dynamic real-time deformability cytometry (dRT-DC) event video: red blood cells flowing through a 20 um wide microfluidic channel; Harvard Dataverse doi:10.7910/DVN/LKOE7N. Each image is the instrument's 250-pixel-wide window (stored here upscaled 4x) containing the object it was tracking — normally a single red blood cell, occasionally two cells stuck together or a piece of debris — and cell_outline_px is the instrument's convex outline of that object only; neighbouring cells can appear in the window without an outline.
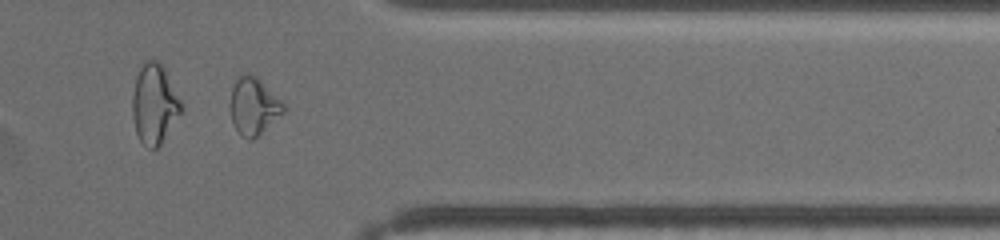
{"species": "common noctule bat (a hibernating species)", "species_latin": "Nyctalus noctula", "temperature_condition": "warm", "stored_images_in_passage": 51, "segment_of_instrument_passage": [2, 2], "camera_frame_rate_fps": 3000, "um_per_image_px": 0.085, "animal": {"sex": "female", "body_mass_g": 19.5, "forearm_length_mm": 54.1}, "frame": {"image": 1, "passage_image": 47, "time_ms": 17.667, "image_size_px": [1000, 240], "cell_outline_px": [[288, 108], [284, 112], [252, 140], [248, 140], [240, 136], [232, 124], [232, 88], [236, 80], [240, 76], [256, 76]], "centroid_in_image_um": [21.57, 9.08], "position_along_channel_um": 389.8, "area_um2": 17.11}}